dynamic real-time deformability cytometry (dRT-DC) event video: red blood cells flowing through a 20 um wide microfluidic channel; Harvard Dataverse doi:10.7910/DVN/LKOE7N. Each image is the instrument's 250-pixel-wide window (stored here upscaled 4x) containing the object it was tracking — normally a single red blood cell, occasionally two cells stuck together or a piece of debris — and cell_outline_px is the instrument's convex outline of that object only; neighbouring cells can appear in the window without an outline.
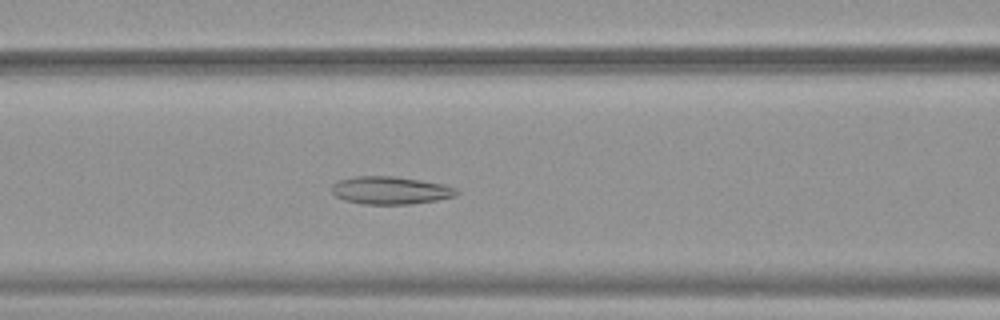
{"species": "common noctule bat (a hibernating species)", "species_latin": "Nyctalus noctula", "temperature_condition": "warm", "stored_images_in_passage": 47, "segment_of_instrument_passage": [1, 2], "camera_frame_rate_fps": 3000, "um_per_image_px": 0.085, "animal": {"sex": "female", "body_mass_g": 19.9}, "frame": {"image": 1, "passage_image": 21, "time_ms": 6.667, "image_size_px": [1000, 320], "cell_outline_px": [[460, 192], [456, 196], [436, 200], [408, 204], [364, 204], [344, 200], [336, 196], [332, 192], [332, 184], [340, 180], [356, 176], [392, 176], [420, 180], [444, 184], [456, 188]], "centroid_in_image_um": [33.2, 16.18], "position_along_channel_um": 133.4, "area_um2": 20.11}}
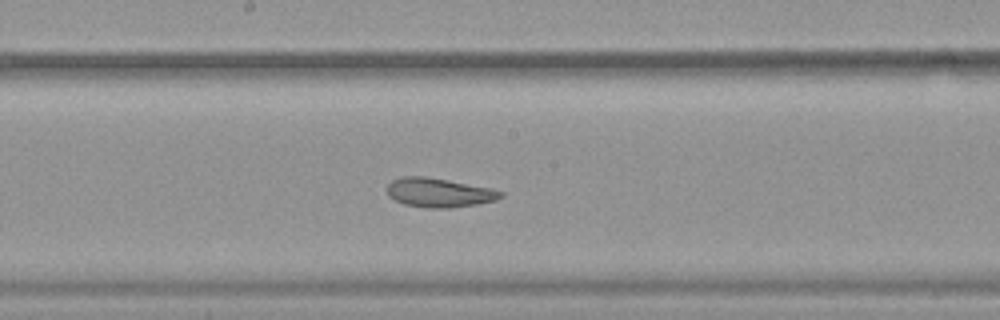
{"frame": {"image": 2, "passage_image": 27, "time_ms": 8.667, "image_size_px": [1000, 320], "cell_outline_px": [[504, 196], [496, 200], [476, 204], [448, 208], [428, 208], [404, 204], [388, 196], [388, 184], [392, 180], [404, 176], [424, 176], [448, 180], [488, 188], [504, 192]], "centroid_in_image_um": [37.31, 16.37], "position_along_channel_um": 210.9, "area_um2": 19.07}}
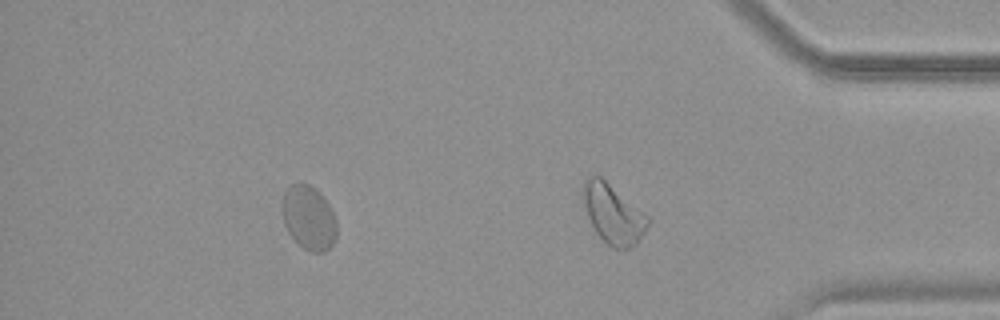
{"frame": {"image": 3, "passage_image": 41, "time_ms": 13.333, "image_size_px": [1000, 320], "cell_outline_px": [[336, 240], [324, 252], [312, 252], [304, 248], [288, 232], [284, 224], [280, 212], [280, 208], [284, 192], [292, 184], [308, 184], [316, 188], [328, 204], [336, 220]], "centroid_in_image_um": [26.22, 18.5], "position_along_channel_um": 409.0, "area_um2": 20.35}}